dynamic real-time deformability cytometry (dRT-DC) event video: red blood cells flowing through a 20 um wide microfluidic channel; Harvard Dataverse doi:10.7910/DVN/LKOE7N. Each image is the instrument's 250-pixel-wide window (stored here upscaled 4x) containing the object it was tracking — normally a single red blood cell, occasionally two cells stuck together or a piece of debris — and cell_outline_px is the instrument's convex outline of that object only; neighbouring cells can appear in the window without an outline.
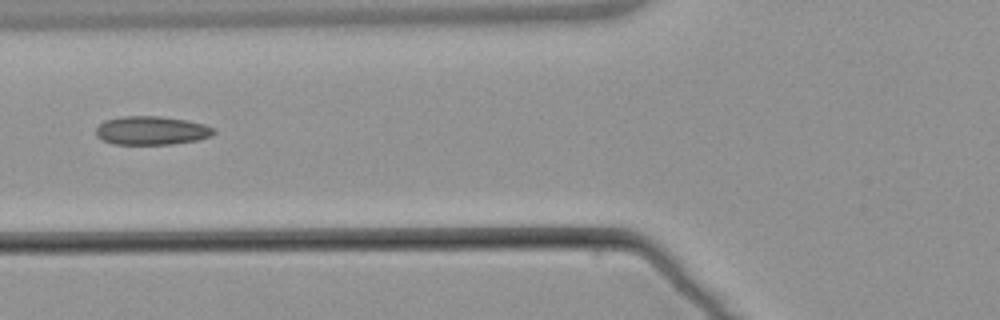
{"species": "common noctule bat (a hibernating species)", "species_latin": "Nyctalus noctula", "temperature_condition": "warm", "stored_images_in_passage": 6, "camera_frame_rate_fps": 3000, "um_per_image_px": 0.085, "animal": {"sex": "male", "body_mass_g": 21.5, "forearm_length_mm": 52.0}, "frame": {"image": 1, "passage_image": 5, "time_ms": 5.0, "image_size_px": [1000, 320], "cell_outline_px": [[216, 132], [208, 136], [196, 140], [172, 144], [112, 144], [96, 136], [96, 128], [104, 120], [124, 116], [160, 116], [188, 120], [204, 124], [212, 128]], "centroid_in_image_um": [12.85, 11.09], "position_along_channel_um": 113.0, "area_um2": 19.54}}
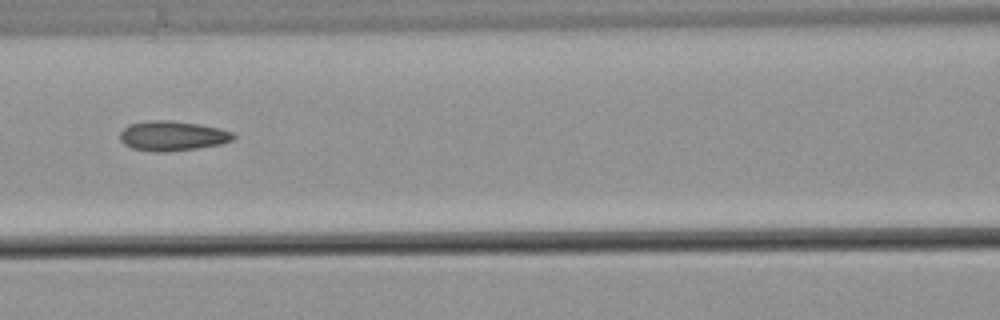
{"frame": {"image": 2, "passage_image": 6, "time_ms": 6.0, "image_size_px": [1000, 320], "cell_outline_px": [[236, 136], [232, 140], [220, 144], [196, 148], [164, 152], [152, 152], [132, 148], [124, 144], [120, 140], [120, 132], [128, 124], [152, 120], [172, 120], [200, 124], [220, 128], [232, 132]], "centroid_in_image_um": [14.64, 11.54], "position_along_channel_um": 152.0, "area_um2": 19.77}}